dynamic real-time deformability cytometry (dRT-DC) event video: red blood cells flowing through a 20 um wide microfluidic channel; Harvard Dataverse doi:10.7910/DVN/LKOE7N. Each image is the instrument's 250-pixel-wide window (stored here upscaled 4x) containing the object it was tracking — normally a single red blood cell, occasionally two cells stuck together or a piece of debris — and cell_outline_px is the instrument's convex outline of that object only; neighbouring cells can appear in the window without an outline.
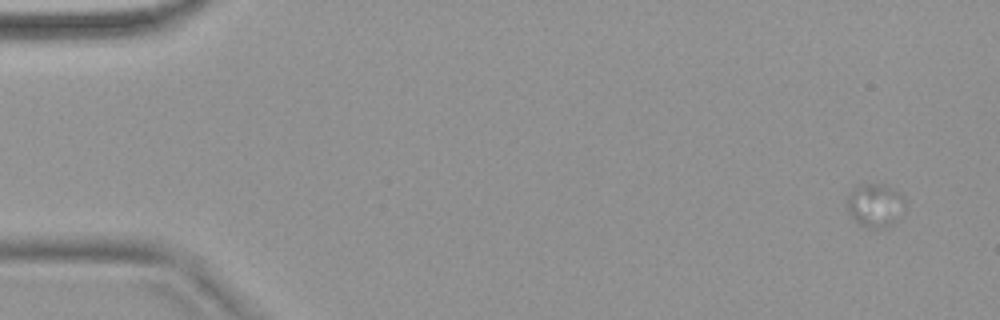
{"species": "common noctule bat (a hibernating species)", "species_latin": "Nyctalus noctula", "temperature_condition": "warm", "stored_images_in_passage": 21, "camera_frame_rate_fps": 3000, "um_per_image_px": 0.085, "animal": {"sex": "female", "body_mass_g": 18.4}, "frame": {"image": 1, "passage_image": 1, "time_ms": 0.0, "image_size_px": [1000, 320], "cell_outline_px": [[904, 200], [892, 224], [880, 228], [868, 228], [860, 224], [848, 212], [848, 196], [856, 184], [884, 184], [892, 188], [904, 196]], "centroid_in_image_um": [74.33, 17.41], "position_along_channel_um": 10.7, "area_um2": 14.1}}
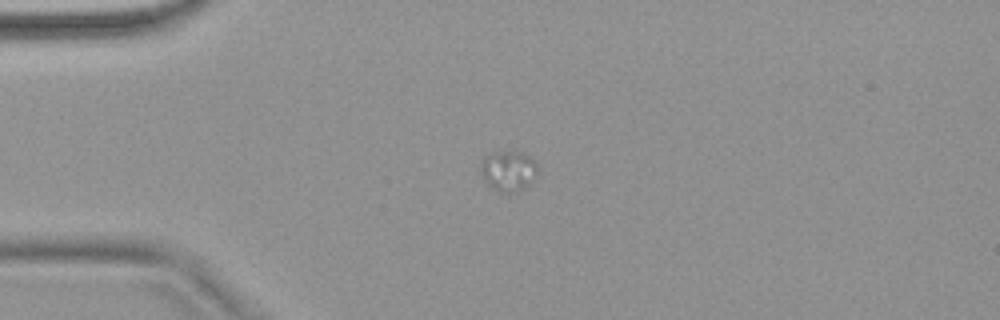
{"frame": {"image": 2, "passage_image": 12, "time_ms": 3.667, "image_size_px": [1000, 320], "cell_outline_px": [[540, 176], [524, 188], [516, 192], [500, 192], [492, 188], [488, 184], [480, 172], [480, 164], [492, 152], [524, 152], [540, 168]], "centroid_in_image_um": [43.28, 14.54], "position_along_channel_um": 41.7, "area_um2": 13.53}}